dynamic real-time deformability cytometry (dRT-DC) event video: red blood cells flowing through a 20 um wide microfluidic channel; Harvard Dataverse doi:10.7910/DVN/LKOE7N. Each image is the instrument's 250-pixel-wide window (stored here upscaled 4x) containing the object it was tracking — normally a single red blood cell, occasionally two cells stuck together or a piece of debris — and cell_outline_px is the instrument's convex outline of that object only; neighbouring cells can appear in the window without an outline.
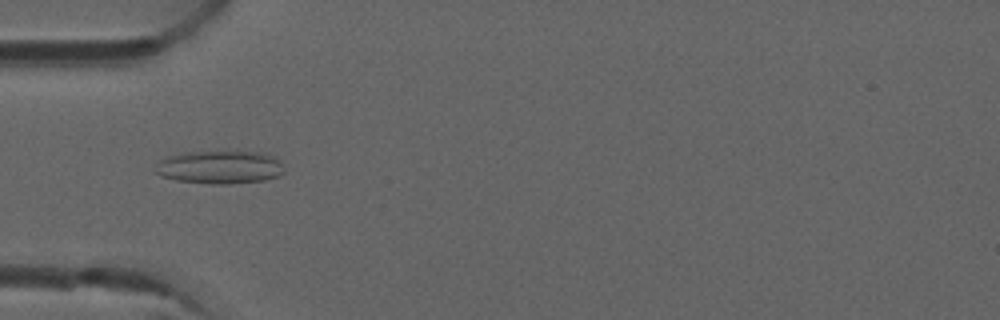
{"species": "common noctule bat (a hibernating species)", "species_latin": "Nyctalus noctula", "temperature_condition": "room temperature", "stored_images_in_passage": 51, "camera_frame_rate_fps": 3000, "um_per_image_px": 0.085, "animal": {"sex": "male", "forearm_length_mm": 52.5}, "frame": {"image": 1, "passage_image": 16, "time_ms": 5.0, "image_size_px": [1000, 320], "cell_outline_px": [[284, 172], [276, 176], [264, 180], [228, 184], [212, 184], [176, 180], [160, 176], [156, 172], [160, 160], [164, 156], [184, 152], [228, 148], [236, 148], [260, 152], [276, 156], [284, 164]], "centroid_in_image_um": [18.73, 14.14], "position_along_channel_um": 66.3, "area_um2": 26.13}}
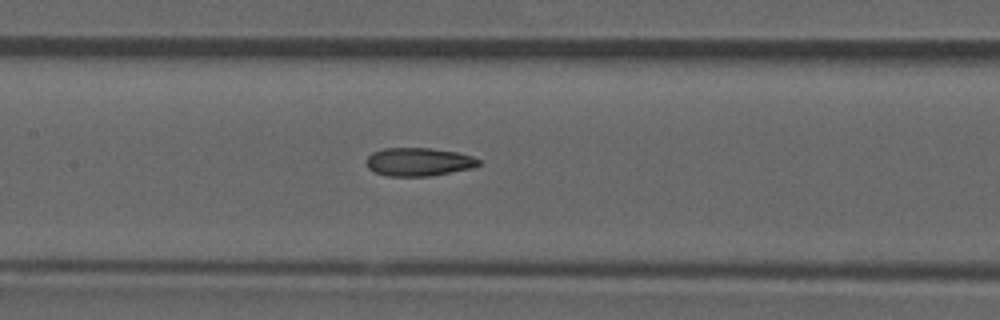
{"frame": {"image": 2, "passage_image": 24, "time_ms": 7.667, "image_size_px": [1000, 320], "cell_outline_px": [[480, 164], [472, 168], [428, 176], [388, 176], [376, 172], [368, 168], [368, 156], [372, 152], [384, 148], [432, 148], [456, 152], [472, 156], [480, 160]], "centroid_in_image_um": [35.59, 13.75], "position_along_channel_um": 171.8, "area_um2": 18.32}}
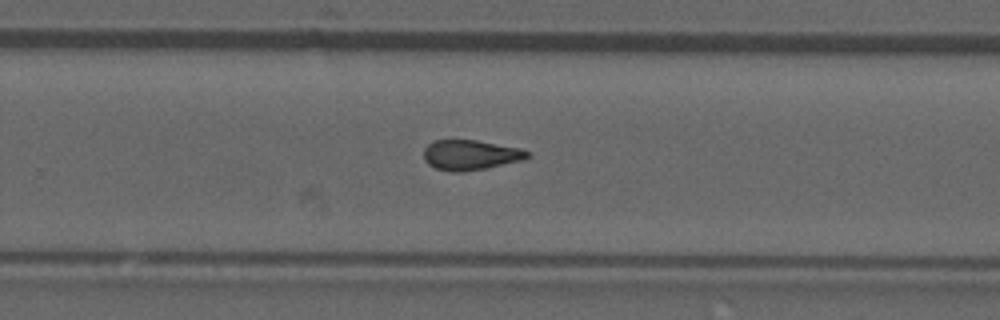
{"frame": {"image": 3, "passage_image": 33, "time_ms": 10.667, "image_size_px": [1000, 320], "cell_outline_px": [[528, 156], [524, 160], [484, 168], [460, 172], [452, 172], [436, 168], [428, 164], [424, 160], [424, 148], [432, 140], [476, 140], [520, 148], [528, 152]], "centroid_in_image_um": [39.95, 13.16], "position_along_channel_um": 289.9, "area_um2": 18.03}, "authors_computed_cell_mechanics": {"area_um2": 18.496, "velocity_mm_per_s": 3.9513, "shape_relaxation_time_tau1_ms": null, "shape_relaxation_time_tau2_ms": 3.6412, "deformation_change_tau1": null, "deformation_change_tau2": 0.1056}}